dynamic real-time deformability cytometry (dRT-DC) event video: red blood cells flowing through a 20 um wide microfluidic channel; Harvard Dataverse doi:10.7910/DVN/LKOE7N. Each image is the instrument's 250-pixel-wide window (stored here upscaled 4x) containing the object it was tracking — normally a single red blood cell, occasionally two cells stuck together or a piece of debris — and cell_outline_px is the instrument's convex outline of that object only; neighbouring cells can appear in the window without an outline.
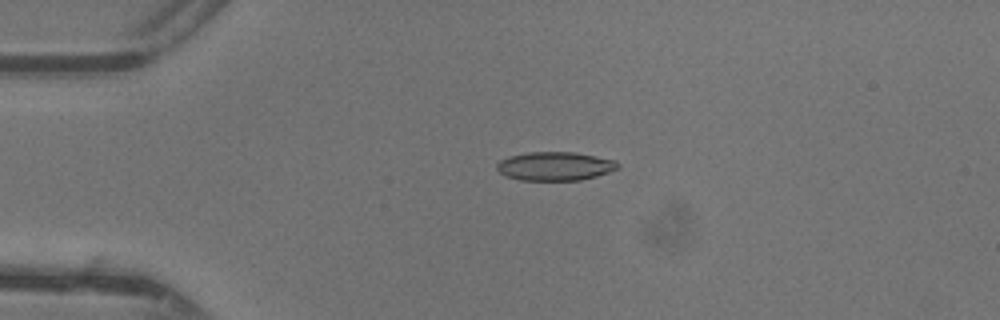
{"species": "common noctule bat (a hibernating species)", "species_latin": "Nyctalus noctula", "temperature_condition": "warm", "stored_images_in_passage": 8, "camera_frame_rate_fps": 3000, "um_per_image_px": 0.085, "animal": {"sex": "female"}, "frame": {"image": 1, "passage_image": 1, "time_ms": 0.0, "image_size_px": [1000, 320], "cell_outline_px": [[620, 164], [616, 168], [608, 172], [596, 176], [580, 180], [520, 180], [508, 176], [500, 172], [496, 168], [496, 164], [500, 160], [508, 156], [528, 152], [572, 152], [596, 156], [616, 160]], "centroid_in_image_um": [47.16, 14.12], "position_along_channel_um": 37.8, "area_um2": 20.11}}
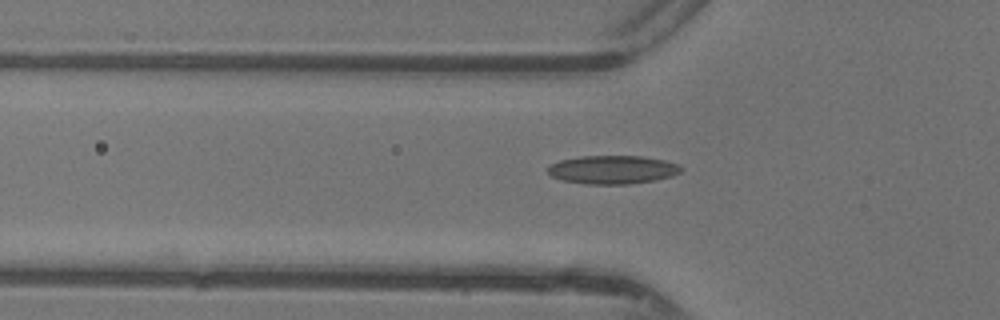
{"frame": {"image": 2, "passage_image": 6, "time_ms": 1.667, "image_size_px": [1000, 320], "cell_outline_px": [[684, 168], [680, 172], [672, 176], [656, 180], [628, 184], [584, 184], [564, 180], [552, 176], [548, 172], [548, 168], [552, 164], [560, 160], [580, 156], [640, 156], [664, 160], [680, 164]], "centroid_in_image_um": [52.12, 14.42], "position_along_channel_um": 73.7, "area_um2": 22.08}}
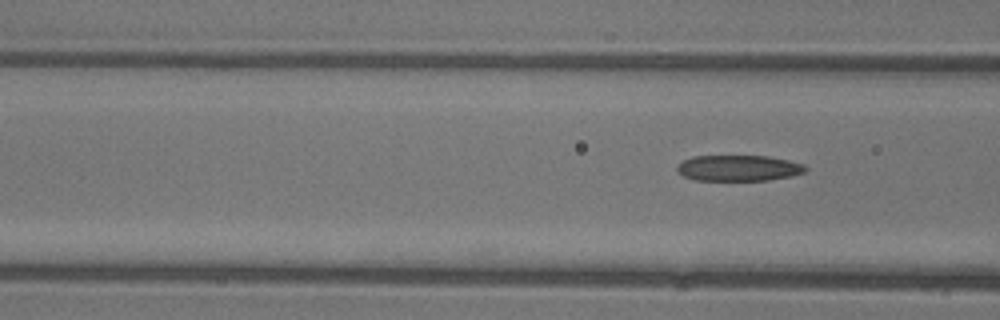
{"frame": {"image": 3, "passage_image": 8, "time_ms": 2.333, "image_size_px": [1000, 320], "cell_outline_px": [[808, 168], [804, 172], [792, 176], [768, 180], [692, 180], [676, 172], [676, 164], [692, 156], [768, 156], [788, 160], [804, 164]], "centroid_in_image_um": [62.75, 14.28], "position_along_channel_um": 103.9, "area_um2": 19.54}}